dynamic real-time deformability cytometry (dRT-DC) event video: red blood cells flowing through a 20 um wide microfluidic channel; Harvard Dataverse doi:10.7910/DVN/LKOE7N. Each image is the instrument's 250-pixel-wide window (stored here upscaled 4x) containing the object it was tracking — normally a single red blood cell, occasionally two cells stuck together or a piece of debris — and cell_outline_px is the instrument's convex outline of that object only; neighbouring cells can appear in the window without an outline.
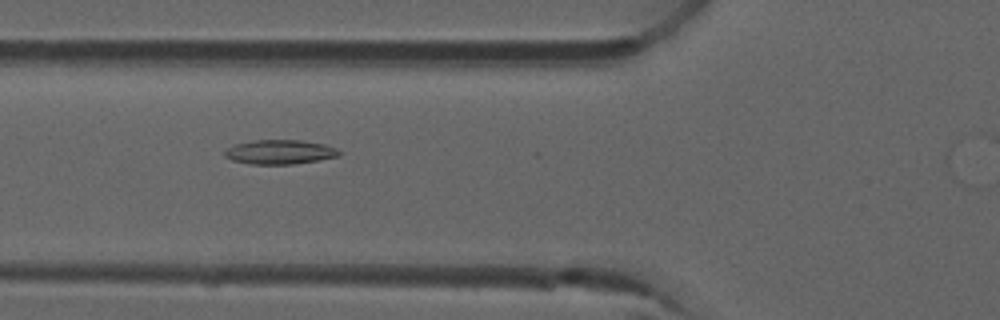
{"species": "common noctule bat (a hibernating species)", "species_latin": "Nyctalus noctula", "temperature_condition": "room temperature", "stored_images_in_passage": 37, "camera_frame_rate_fps": 3000, "um_per_image_px": 0.085, "animal": {"sex": "male", "forearm_length_mm": 52.5}, "frame": {"image": 1, "passage_image": 4, "time_ms": 1.0, "image_size_px": [1000, 320], "cell_outline_px": [[340, 156], [292, 164], [248, 164], [232, 160], [224, 156], [224, 148], [236, 144], [256, 140], [304, 140], [324, 144], [336, 148], [340, 152]], "centroid_in_image_um": [23.75, 12.91], "position_along_channel_um": 102.1, "area_um2": 16.24}}
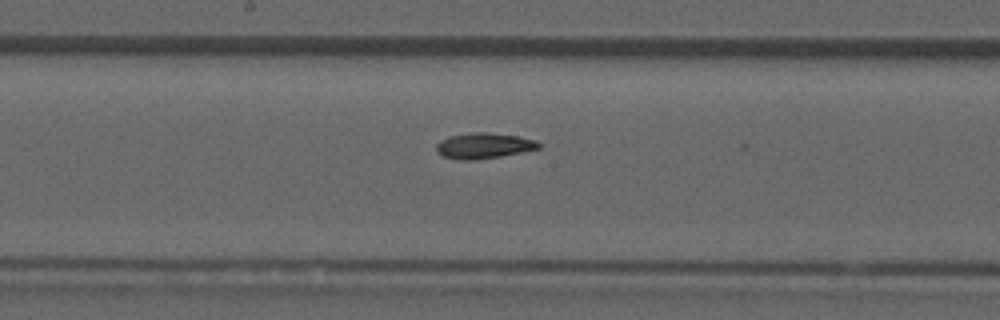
{"frame": {"image": 2, "passage_image": 12, "time_ms": 3.667, "image_size_px": [1000, 320], "cell_outline_px": [[540, 148], [500, 156], [472, 160], [460, 160], [444, 156], [436, 152], [436, 144], [440, 140], [448, 136], [476, 132], [488, 132], [516, 136], [536, 140], [540, 144]], "centroid_in_image_um": [41.08, 12.38], "position_along_channel_um": 207.1, "area_um2": 15.14}}
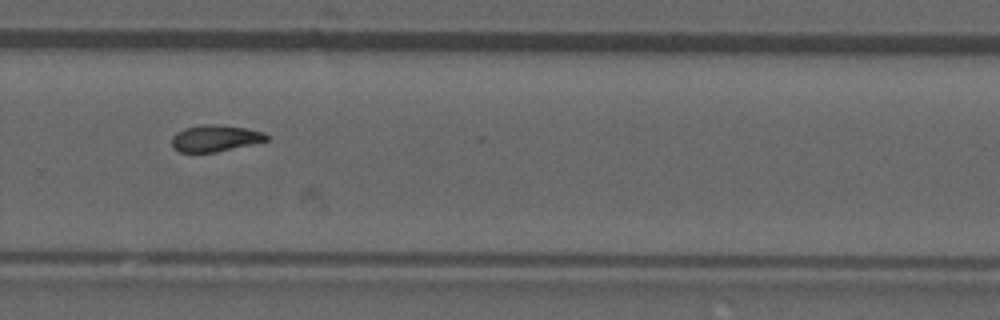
{"frame": {"image": 3, "passage_image": 20, "time_ms": 6.333, "image_size_px": [1000, 320], "cell_outline_px": [[268, 140], [252, 144], [216, 152], [180, 152], [172, 148], [172, 136], [176, 132], [184, 128], [200, 124], [212, 124], [244, 128], [264, 132], [268, 136]], "centroid_in_image_um": [18.25, 11.75], "position_along_channel_um": 311.6, "area_um2": 14.62}, "authors_computed_cell_mechanics": {"area_um2": 14.8546, "velocity_mm_per_s": 3.9352, "shape_relaxation_time_tau1_ms": null, "shape_relaxation_time_tau2_ms": 7.4673, "deformation_change_tau1": null, "deformation_change_tau2": 0.1357}}